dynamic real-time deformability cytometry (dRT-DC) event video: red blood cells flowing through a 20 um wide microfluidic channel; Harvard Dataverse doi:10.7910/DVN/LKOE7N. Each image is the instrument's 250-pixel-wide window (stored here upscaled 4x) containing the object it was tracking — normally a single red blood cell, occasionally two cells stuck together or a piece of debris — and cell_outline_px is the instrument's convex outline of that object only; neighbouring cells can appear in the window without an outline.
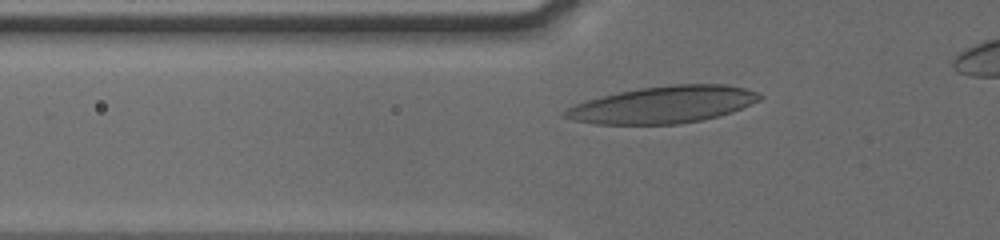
{"species": "human", "species_latin": "Homo sapiens", "temperature_condition": "cold", "stored_images_in_passage": 40, "camera_frame_rate_fps": 3000, "um_per_image_px": 0.085, "donor": {"sex": "male"}, "frame": {"image": 1, "passage_image": 9, "time_ms": 2.667, "image_size_px": [1000, 240], "cell_outline_px": [[764, 96], [760, 100], [752, 104], [732, 112], [720, 116], [680, 124], [596, 124], [572, 120], [560, 116], [560, 112], [576, 104], [588, 100], [620, 92], [640, 88], [672, 84], [724, 84], [748, 88], [760, 92]], "centroid_in_image_um": [56.42, 8.9], "position_along_channel_um": 69.4, "area_um2": 42.14}}
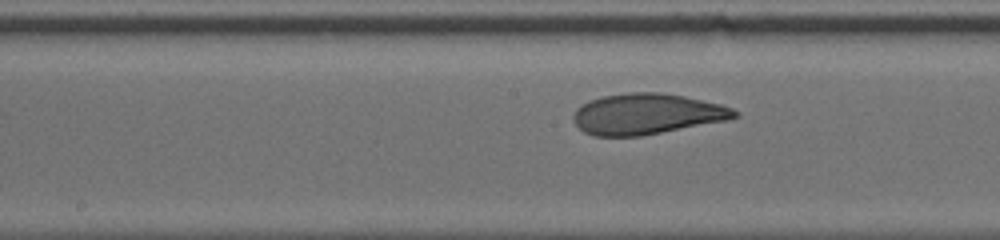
{"frame": {"image": 2, "passage_image": 19, "time_ms": 6.0, "image_size_px": [1000, 240], "cell_outline_px": [[740, 116], [724, 120], [640, 136], [596, 136], [584, 132], [576, 124], [572, 116], [576, 108], [588, 100], [604, 96], [628, 92], [660, 92], [684, 96], [720, 104], [732, 108], [740, 112]], "centroid_in_image_um": [54.95, 9.67], "position_along_channel_um": 193.3, "area_um2": 38.03}}
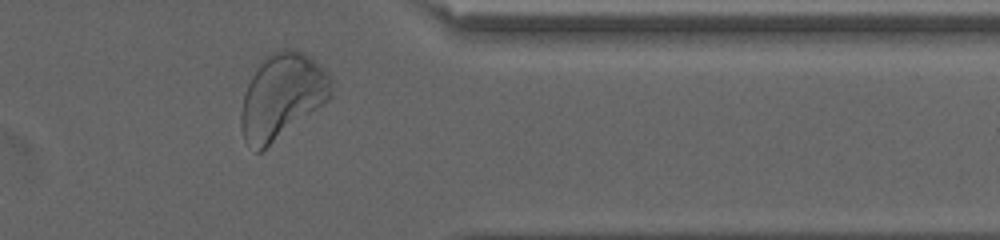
{"frame": {"image": 3, "passage_image": 35, "time_ms": 11.333, "image_size_px": [1000, 240], "cell_outline_px": [[332, 96], [328, 100], [260, 152], [256, 152], [244, 140], [240, 128], [240, 116], [244, 96], [248, 84], [256, 68], [268, 52], [284, 48], [296, 48], [304, 52], [328, 72], [332, 80]], "centroid_in_image_um": [23.96, 8.14], "position_along_channel_um": 387.4, "area_um2": 44.62}}